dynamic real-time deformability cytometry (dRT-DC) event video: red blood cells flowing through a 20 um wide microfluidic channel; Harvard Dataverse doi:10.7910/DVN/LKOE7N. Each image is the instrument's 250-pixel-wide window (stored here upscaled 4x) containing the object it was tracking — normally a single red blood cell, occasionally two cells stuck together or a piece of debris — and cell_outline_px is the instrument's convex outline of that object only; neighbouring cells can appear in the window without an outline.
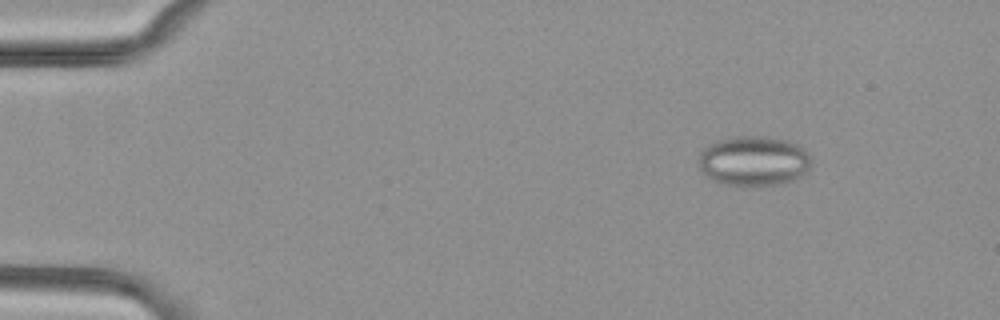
{"species": "common noctule bat (a hibernating species)", "species_latin": "Nyctalus noctula", "temperature_condition": "cold", "stored_images_in_passage": 50, "camera_frame_rate_fps": 3000, "um_per_image_px": 0.085, "animal": {"sex": "female", "body_mass_g": 29.2, "forearm_length_mm": 56.3}, "frame": {"image": 1, "passage_image": 2, "time_ms": 0.333, "image_size_px": [1000, 320], "cell_outline_px": [[812, 160], [808, 168], [800, 176], [780, 184], [756, 188], [744, 188], [720, 184], [712, 180], [700, 168], [700, 152], [708, 144], [716, 140], [732, 136], [764, 136], [788, 140], [804, 148]], "centroid_in_image_um": [64.04, 13.71], "position_along_channel_um": 21.0, "area_um2": 33.47}}
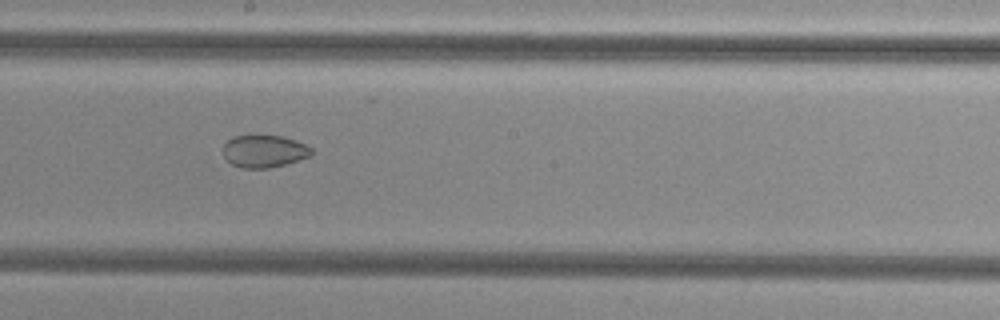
{"frame": {"image": 2, "passage_image": 26, "time_ms": 8.333, "image_size_px": [1000, 320], "cell_outline_px": [[312, 156], [284, 164], [268, 168], [240, 168], [232, 164], [224, 156], [224, 144], [232, 136], [284, 136], [304, 144], [312, 148]], "centroid_in_image_um": [22.46, 12.86], "position_along_channel_um": 225.7, "area_um2": 16.53}}
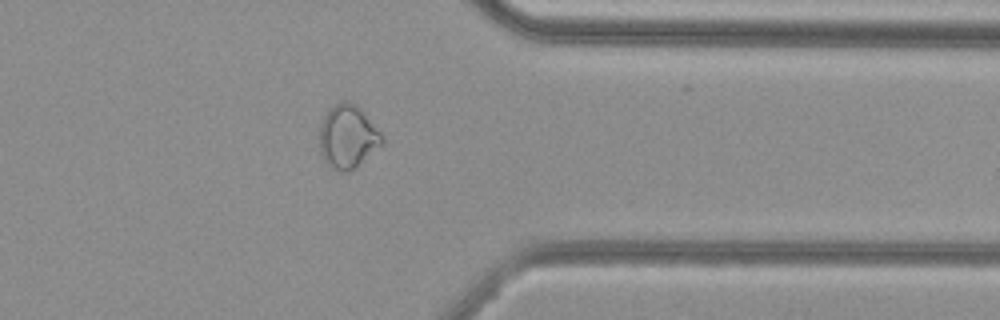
{"frame": {"image": 3, "passage_image": 39, "time_ms": 12.667, "image_size_px": [1000, 320], "cell_outline_px": [[384, 144], [356, 168], [344, 172], [332, 168], [324, 160], [320, 152], [320, 124], [324, 116], [336, 104], [344, 100], [356, 104], [360, 108], [384, 136]], "centroid_in_image_um": [29.59, 11.64], "position_along_channel_um": 381.8, "area_um2": 23.06}, "authors_computed_cell_mechanics": {"area_um2": 23.409, "velocity_mm_per_s": 3.7667, "shape_relaxation_time_tau1_ms": null, "shape_relaxation_time_tau2_ms": 3.9705, "deformation_change_tau1": null, "deformation_change_tau2": 0.0685}}